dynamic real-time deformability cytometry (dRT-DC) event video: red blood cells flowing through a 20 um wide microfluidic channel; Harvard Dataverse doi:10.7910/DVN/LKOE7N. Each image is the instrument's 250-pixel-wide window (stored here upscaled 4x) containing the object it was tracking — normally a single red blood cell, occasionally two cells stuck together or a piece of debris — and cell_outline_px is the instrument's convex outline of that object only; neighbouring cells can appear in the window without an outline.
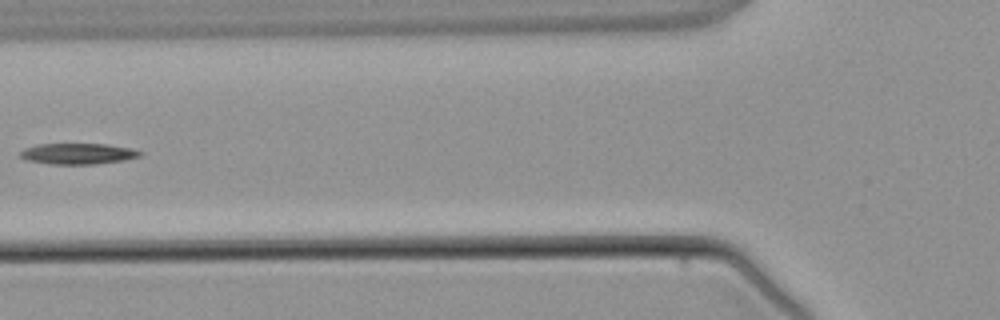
{"species": "common noctule bat (a hibernating species)", "species_latin": "Nyctalus noctula", "temperature_condition": "warm", "stored_images_in_passage": 5, "camera_frame_rate_fps": 3000, "um_per_image_px": 0.085, "animal": {"sex": "male", "body_mass_g": 21.5, "forearm_length_mm": 52.0}, "frame": {"image": 1, "passage_image": 5, "time_ms": 5.0, "image_size_px": [1000, 320], "cell_outline_px": [[144, 152], [140, 156], [124, 160], [96, 164], [52, 164], [28, 160], [20, 156], [20, 152], [24, 148], [36, 144], [104, 144], [132, 148]], "centroid_in_image_um": [6.64, 13.06], "position_along_channel_um": 119.2, "area_um2": 14.57}}